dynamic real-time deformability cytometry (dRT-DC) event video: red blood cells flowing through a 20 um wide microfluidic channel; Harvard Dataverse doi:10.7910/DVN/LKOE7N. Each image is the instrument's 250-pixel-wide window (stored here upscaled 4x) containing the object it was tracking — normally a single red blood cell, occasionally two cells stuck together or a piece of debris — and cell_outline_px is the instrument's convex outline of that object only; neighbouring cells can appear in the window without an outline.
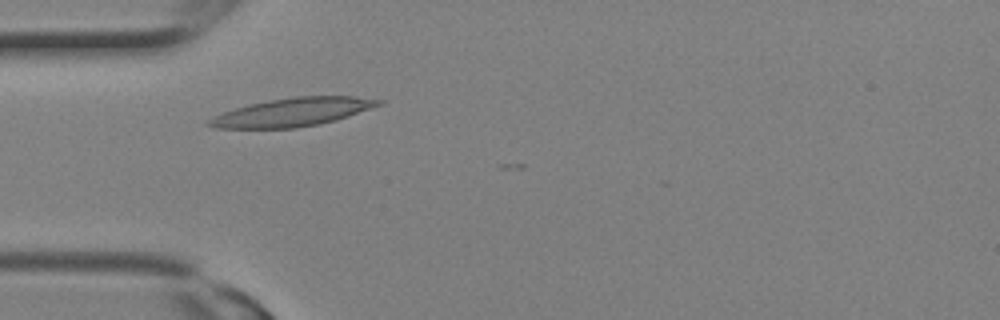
{"species": "Egyptian fruit bat (a non-hibernating species)", "species_latin": "Rousettus aegyptiacus", "temperature_condition": "room temperature", "stored_images_in_passage": 3, "camera_frame_rate_fps": 3000, "um_per_image_px": 0.085, "animal": {"sex": "female"}, "frame": {"image": 1, "passage_image": 3, "time_ms": 0.667, "image_size_px": [1000, 320], "cell_outline_px": [[388, 100], [384, 104], [336, 120], [296, 128], [216, 128], [204, 124], [208, 120], [224, 112], [236, 108], [268, 100], [296, 96], [356, 96]], "centroid_in_image_um": [24.95, 9.52], "position_along_channel_um": 60.1, "area_um2": 27.92}}